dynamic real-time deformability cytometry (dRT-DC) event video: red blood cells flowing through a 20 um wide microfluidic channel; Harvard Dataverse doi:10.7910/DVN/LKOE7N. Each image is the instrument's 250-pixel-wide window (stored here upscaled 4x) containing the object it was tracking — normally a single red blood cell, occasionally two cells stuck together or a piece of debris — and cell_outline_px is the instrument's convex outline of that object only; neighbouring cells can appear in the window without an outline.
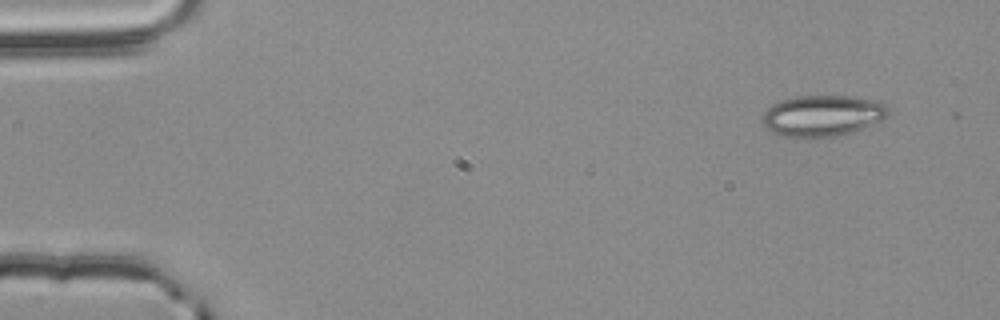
{"species": "common noctule bat (a hibernating species)", "species_latin": "Nyctalus noctula", "temperature_condition": "room temperature", "stored_images_in_passage": 7, "camera_frame_rate_fps": 3000, "um_per_image_px": 0.085, "animal": {"sex": "male", "body_mass_g": 20.4}, "frame": {"image": 1, "passage_image": 1, "time_ms": 0.0, "image_size_px": [1000, 320], "cell_outline_px": [[888, 116], [880, 120], [852, 132], [836, 136], [796, 140], [772, 132], [764, 124], [764, 112], [772, 104], [780, 100], [800, 96], [852, 96], [872, 100], [884, 104], [888, 108]], "centroid_in_image_um": [69.88, 9.86], "position_along_channel_um": 15.1, "area_um2": 30.23}}
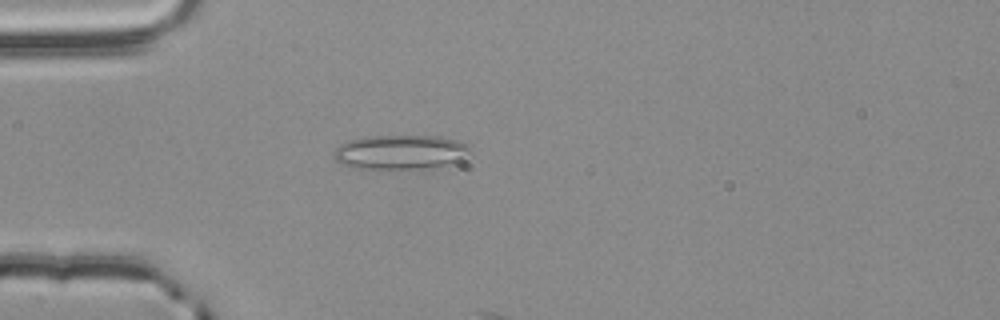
{"frame": {"image": 2, "passage_image": 4, "time_ms": 1.0, "image_size_px": [1000, 320], "cell_outline_px": [[468, 152], [464, 160], [444, 164], [416, 168], [352, 168], [336, 160], [332, 156], [332, 152], [340, 144], [348, 140], [368, 136], [440, 136], [456, 140], [464, 144], [468, 148]], "centroid_in_image_um": [33.96, 12.91], "position_along_channel_um": 51.0, "area_um2": 26.88}}